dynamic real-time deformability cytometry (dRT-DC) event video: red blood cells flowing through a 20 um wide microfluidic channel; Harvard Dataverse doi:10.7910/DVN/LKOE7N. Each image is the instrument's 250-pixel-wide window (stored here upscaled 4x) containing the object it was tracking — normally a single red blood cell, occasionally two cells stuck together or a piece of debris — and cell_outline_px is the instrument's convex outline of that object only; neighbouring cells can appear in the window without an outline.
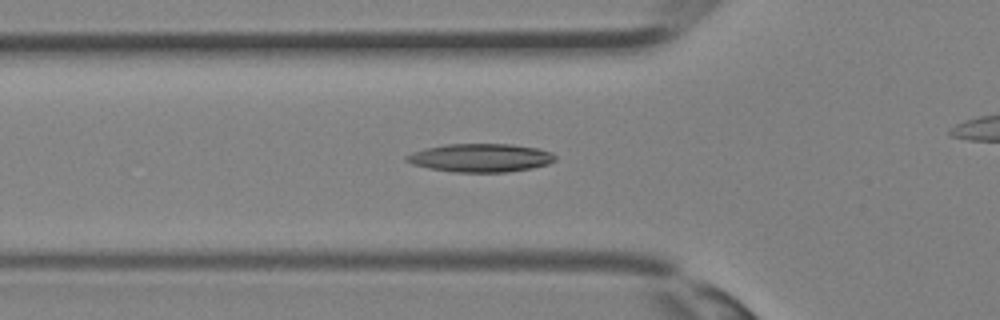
{"species": "Egyptian fruit bat (a non-hibernating species)", "species_latin": "Rousettus aegyptiacus", "temperature_condition": "room temperature", "stored_images_in_passage": 28, "camera_frame_rate_fps": 3000, "um_per_image_px": 0.085, "animal": {"sex": "female"}, "frame": {"image": 1, "passage_image": 11, "time_ms": 3.333, "image_size_px": [1000, 320], "cell_outline_px": [[556, 160], [548, 164], [532, 168], [508, 172], [452, 172], [428, 168], [412, 164], [404, 160], [404, 156], [412, 152], [424, 148], [444, 144], [512, 144], [536, 148], [552, 152], [556, 156]], "centroid_in_image_um": [40.82, 13.41], "position_along_channel_um": 85.0, "area_um2": 24.8}}
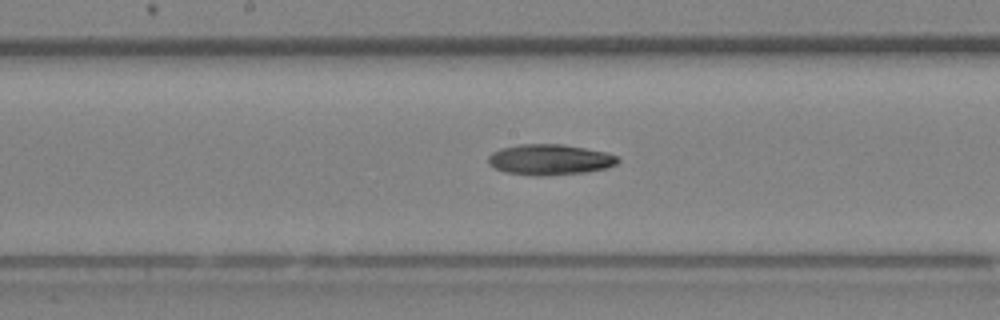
{"frame": {"image": 2, "passage_image": 17, "time_ms": 5.333, "image_size_px": [1000, 320], "cell_outline_px": [[620, 160], [616, 164], [608, 168], [588, 172], [544, 176], [532, 176], [504, 172], [488, 164], [488, 156], [492, 152], [500, 148], [520, 144], [564, 144], [608, 152], [616, 156]], "centroid_in_image_um": [46.74, 13.57], "position_along_channel_um": 201.5, "area_um2": 23.52}}
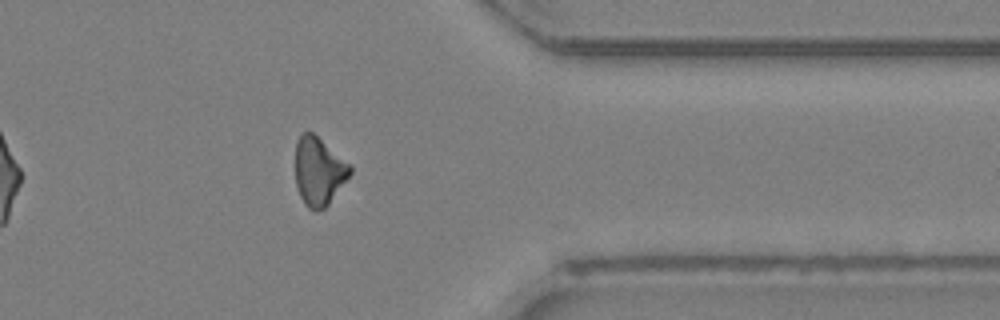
{"frame": {"image": 3, "passage_image": 27, "time_ms": 8.667, "image_size_px": [1000, 320], "cell_outline_px": [[352, 172], [328, 204], [324, 208], [308, 208], [304, 204], [300, 196], [296, 184], [296, 140], [300, 132], [312, 132], [348, 164], [352, 168]], "centroid_in_image_um": [27.06, 14.54], "position_along_channel_um": 384.3, "area_um2": 21.15}}